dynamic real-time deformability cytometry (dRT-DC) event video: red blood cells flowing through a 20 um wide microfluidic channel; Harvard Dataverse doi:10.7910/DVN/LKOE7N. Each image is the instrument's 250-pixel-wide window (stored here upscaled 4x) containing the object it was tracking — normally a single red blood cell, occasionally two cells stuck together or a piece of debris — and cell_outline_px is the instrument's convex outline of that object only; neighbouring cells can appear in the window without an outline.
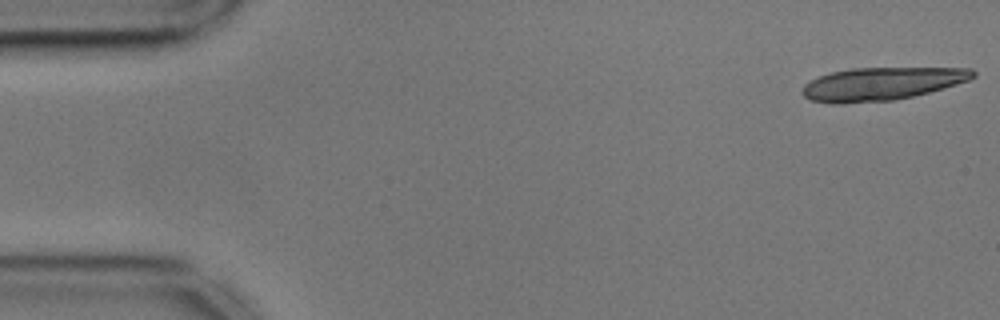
{"species": "common noctule bat (a hibernating species)", "species_latin": "Nyctalus noctula", "temperature_condition": "cold", "stored_images_in_passage": 17, "camera_frame_rate_fps": 3000, "um_per_image_px": 0.085, "animal": {"sex": "male", "body_mass_g": 17.9, "forearm_length_mm": 54.2}, "frame": {"image": 1, "passage_image": 1, "time_ms": 0.0, "image_size_px": [1000, 320], "cell_outline_px": [[976, 76], [968, 80], [944, 88], [912, 96], [892, 100], [840, 104], [832, 104], [812, 100], [804, 96], [800, 92], [804, 84], [820, 76], [832, 72], [852, 68], [972, 68], [976, 72]], "centroid_in_image_um": [74.93, 7.12], "position_along_channel_um": 10.1, "area_um2": 32.66}}